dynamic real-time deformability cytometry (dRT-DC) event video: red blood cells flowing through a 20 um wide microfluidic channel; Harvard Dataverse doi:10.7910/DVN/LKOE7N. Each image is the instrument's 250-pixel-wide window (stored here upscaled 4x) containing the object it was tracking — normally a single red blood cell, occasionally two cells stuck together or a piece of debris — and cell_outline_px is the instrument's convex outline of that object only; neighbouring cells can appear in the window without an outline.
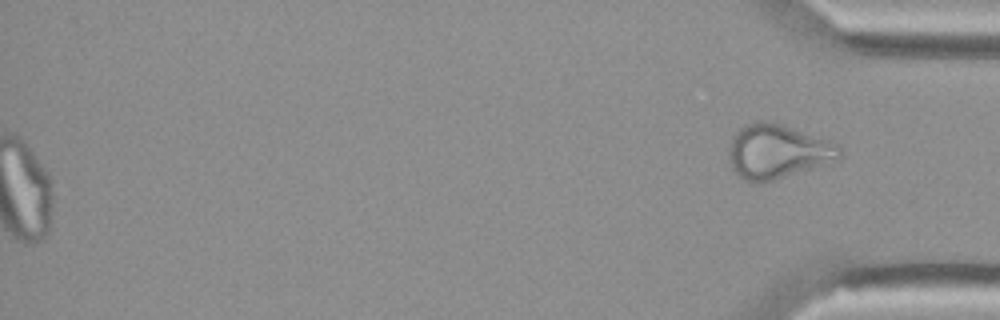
{"species": "Egyptian fruit bat (a non-hibernating species)", "species_latin": "Rousettus aegyptiacus", "temperature_condition": "cold", "stored_images_in_passage": 53, "segment_of_instrument_passage": [2, 2], "camera_frame_rate_fps": 3000, "um_per_image_px": 0.085, "animal": {"sex": "female"}, "frame": {"image": 1, "passage_image": 53, "time_ms": 17.333, "image_size_px": [1000, 320], "cell_outline_px": [[844, 156], [840, 160], [772, 180], [744, 180], [732, 168], [728, 156], [728, 148], [732, 136], [744, 124], [760, 120], [772, 120], [840, 144]], "centroid_in_image_um": [66.13, 12.83], "position_along_channel_um": 369.1, "area_um2": 35.2}}